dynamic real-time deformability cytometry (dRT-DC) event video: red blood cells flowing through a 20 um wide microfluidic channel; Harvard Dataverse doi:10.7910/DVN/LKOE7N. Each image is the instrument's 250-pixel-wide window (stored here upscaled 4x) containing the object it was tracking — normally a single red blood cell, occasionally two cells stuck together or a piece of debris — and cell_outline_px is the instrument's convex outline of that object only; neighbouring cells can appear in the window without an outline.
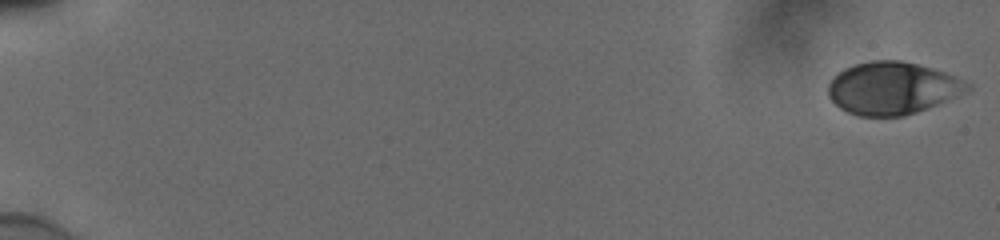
{"species": "human", "species_latin": "Homo sapiens", "temperature_condition": "cold", "stored_images_in_passage": 55, "camera_frame_rate_fps": 3000, "um_per_image_px": 0.085, "donor": {"sex": "male"}, "frame": {"image": 1, "passage_image": 1, "time_ms": 0.0, "image_size_px": [1000, 240], "cell_outline_px": [[972, 88], [968, 92], [916, 112], [904, 116], [856, 116], [840, 108], [828, 96], [828, 84], [832, 76], [844, 68], [852, 64], [872, 60], [900, 60], [932, 68], [956, 76], [972, 84]], "centroid_in_image_um": [75.85, 7.49], "position_along_channel_um": 9.2, "area_um2": 42.83}}
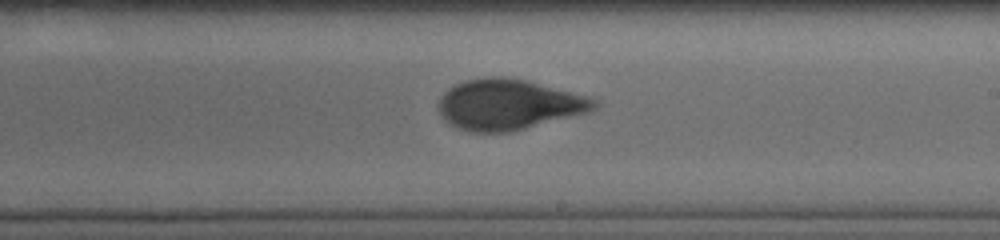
{"frame": {"image": 2, "passage_image": 35, "time_ms": 11.333, "image_size_px": [1000, 240], "cell_outline_px": [[600, 104], [596, 108], [588, 112], [508, 132], [468, 132], [456, 128], [448, 124], [440, 116], [436, 104], [440, 96], [448, 88], [464, 80], [488, 76], [504, 76], [528, 80], [592, 96]], "centroid_in_image_um": [43.2, 8.87], "position_along_channel_um": 245.8, "area_um2": 46.53}}
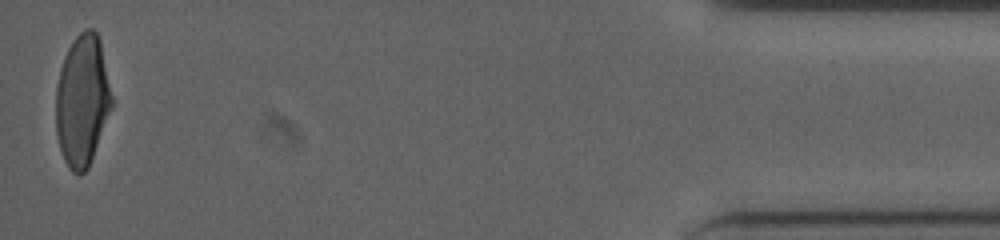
{"frame": {"image": 3, "passage_image": 55, "time_ms": 18.0, "image_size_px": [1000, 240], "cell_outline_px": [[112, 108], [88, 168], [80, 176], [72, 172], [68, 168], [64, 160], [60, 148], [56, 132], [56, 84], [60, 68], [64, 56], [72, 40], [84, 28], [92, 28], [96, 32], [100, 40], [112, 96]], "centroid_in_image_um": [6.98, 8.54], "position_along_channel_um": 428.2, "area_um2": 42.95}, "authors_computed_cell_mechanics": {"area_um2": 44.3326, "velocity_mm_per_s": 3.8671, "shape_relaxation_time_tau1_ms": 6.9744, "shape_relaxation_time_tau2_ms": 0.6227, "deformation_change_tau1": 0.2052, "deformation_change_tau2": 0.0518}}